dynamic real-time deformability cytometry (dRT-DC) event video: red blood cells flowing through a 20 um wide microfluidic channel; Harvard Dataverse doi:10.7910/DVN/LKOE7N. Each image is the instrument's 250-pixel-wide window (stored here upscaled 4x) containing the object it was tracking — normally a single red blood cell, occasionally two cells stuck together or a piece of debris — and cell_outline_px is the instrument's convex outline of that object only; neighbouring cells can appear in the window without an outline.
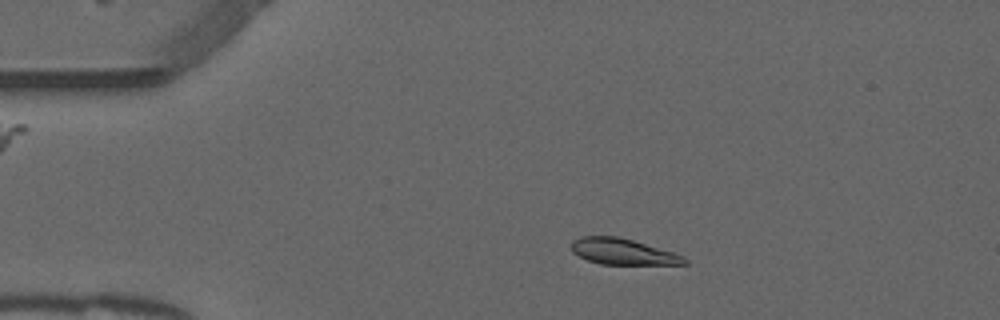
{"species": "common noctule bat (a hibernating species)", "species_latin": "Nyctalus noctula", "temperature_condition": "warm", "stored_images_in_passage": 50, "camera_frame_rate_fps": 3000, "um_per_image_px": 0.085, "animal": {"sex": "male", "forearm_length_mm": 52.5}, "frame": {"image": 1, "passage_image": 8, "time_ms": 2.333, "image_size_px": [1000, 320], "cell_outline_px": [[688, 264], [600, 264], [588, 260], [572, 252], [568, 244], [572, 240], [580, 236], [616, 236], [632, 240], [672, 252], [684, 256], [688, 260]], "centroid_in_image_um": [52.88, 21.38], "position_along_channel_um": 32.1, "area_um2": 17.11}}
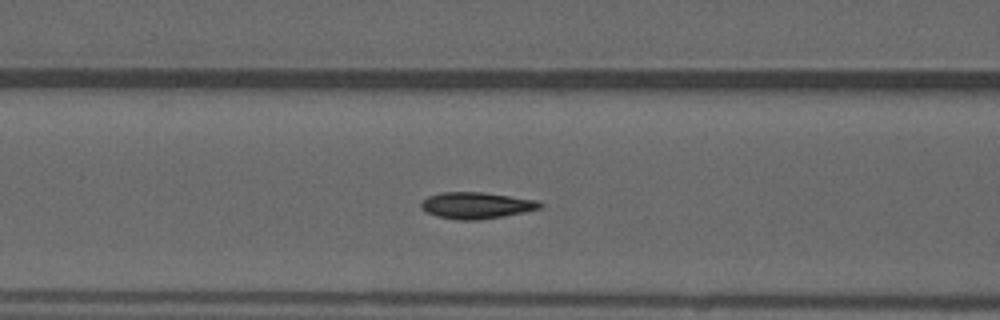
{"frame": {"image": 2, "passage_image": 19, "time_ms": 6.0, "image_size_px": [1000, 320], "cell_outline_px": [[544, 204], [540, 208], [500, 216], [476, 220], [456, 220], [436, 216], [420, 208], [420, 204], [428, 196], [440, 192], [484, 192], [536, 200]], "centroid_in_image_um": [40.44, 17.45], "position_along_channel_um": 126.2, "area_um2": 18.09}}
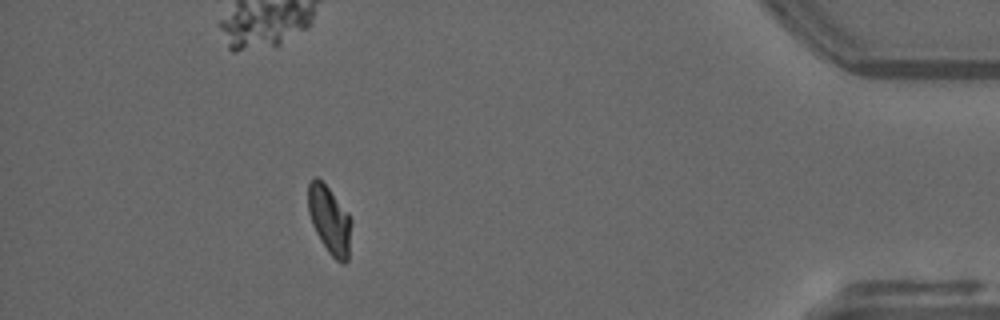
{"frame": {"image": 3, "passage_image": 45, "time_ms": 14.667, "image_size_px": [1000, 320], "cell_outline_px": [[352, 220], [348, 260], [344, 264], [336, 260], [328, 252], [320, 240], [312, 224], [308, 212], [308, 184], [316, 176], [328, 188], [348, 212]], "centroid_in_image_um": [28.02, 18.72], "position_along_channel_um": 407.2, "area_um2": 17.05}, "authors_computed_cell_mechanics": {"area_um2": 17.9758, "velocity_mm_per_s": 3.8736, "shape_relaxation_time_tau1_ms": 6.2648, "shape_relaxation_time_tau2_ms": 0.9207, "deformation_change_tau1": 0.1885, "deformation_change_tau2": 0.0447}}